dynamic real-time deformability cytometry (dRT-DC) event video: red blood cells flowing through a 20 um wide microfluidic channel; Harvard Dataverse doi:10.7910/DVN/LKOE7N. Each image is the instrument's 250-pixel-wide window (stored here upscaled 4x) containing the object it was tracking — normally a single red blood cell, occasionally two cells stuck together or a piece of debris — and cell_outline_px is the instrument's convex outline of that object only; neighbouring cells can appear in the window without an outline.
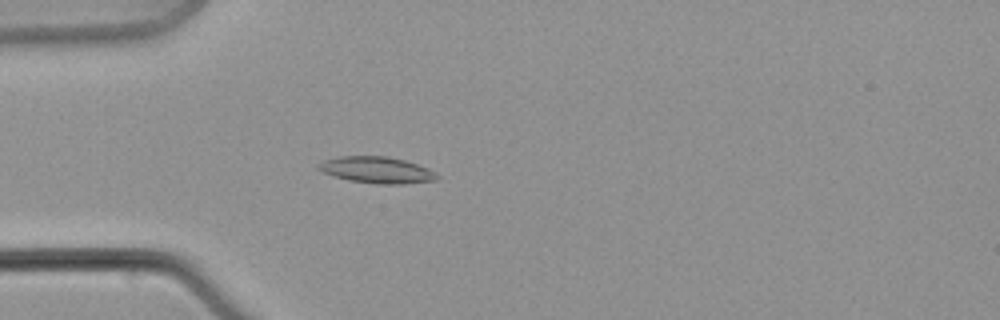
{"species": "common noctule bat (a hibernating species)", "species_latin": "Nyctalus noctula", "temperature_condition": "warm", "stored_images_in_passage": 9, "camera_frame_rate_fps": 3000, "um_per_image_px": 0.085, "animal": {"sex": "male", "body_mass_g": 21.5, "forearm_length_mm": 52.0}, "frame": {"image": 1, "passage_image": 6, "time_ms": 6.0, "image_size_px": [1000, 320], "cell_outline_px": [[440, 176], [436, 180], [404, 184], [376, 184], [348, 180], [324, 172], [316, 168], [316, 164], [324, 160], [340, 156], [388, 156], [404, 160], [428, 168], [436, 172]], "centroid_in_image_um": [32.04, 14.45], "position_along_channel_um": 53.0, "area_um2": 18.32}}
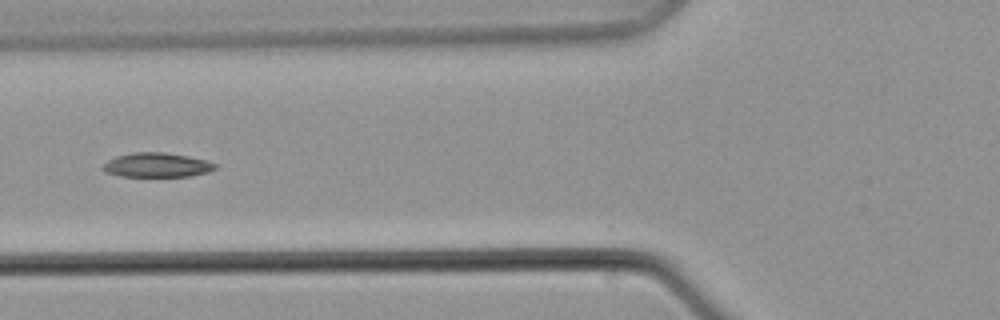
{"frame": {"image": 2, "passage_image": 8, "time_ms": 8.667, "image_size_px": [1000, 320], "cell_outline_px": [[216, 168], [208, 172], [192, 176], [120, 176], [104, 172], [100, 168], [108, 160], [116, 156], [132, 152], [164, 152], [188, 156], [204, 160], [216, 164]], "centroid_in_image_um": [13.29, 14.02], "position_along_channel_um": 112.5, "area_um2": 15.95}}